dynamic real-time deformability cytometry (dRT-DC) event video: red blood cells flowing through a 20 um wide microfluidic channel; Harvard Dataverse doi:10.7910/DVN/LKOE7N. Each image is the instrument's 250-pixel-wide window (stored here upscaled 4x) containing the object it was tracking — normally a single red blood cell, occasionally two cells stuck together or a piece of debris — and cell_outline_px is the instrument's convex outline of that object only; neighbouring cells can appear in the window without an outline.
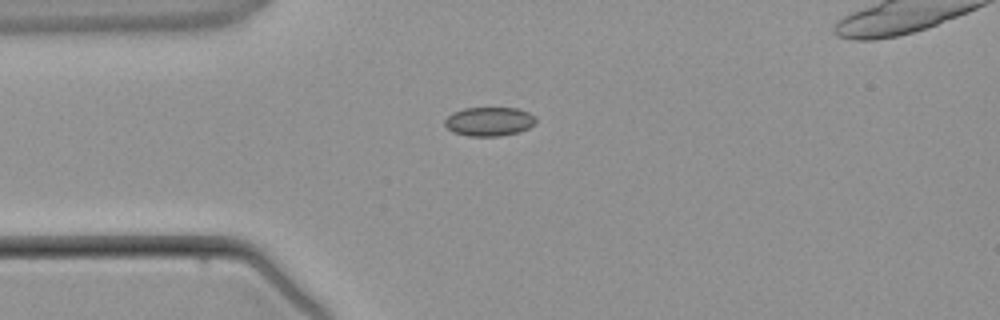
{"species": "common noctule bat (a hibernating species)", "species_latin": "Nyctalus noctula", "temperature_condition": "warm", "stored_images_in_passage": 3, "camera_frame_rate_fps": 3000, "um_per_image_px": 0.085, "animal": {"sex": "male", "body_mass_g": 21.5, "forearm_length_mm": 52.0}, "frame": {"image": 1, "passage_image": 3, "time_ms": 3.333, "image_size_px": [1000, 320], "cell_outline_px": [[536, 124], [520, 132], [500, 136], [468, 136], [452, 132], [444, 124], [444, 120], [452, 112], [464, 108], [516, 108], [528, 112], [536, 116]], "centroid_in_image_um": [41.59, 10.33], "position_along_channel_um": 43.4, "area_um2": 15.55}}